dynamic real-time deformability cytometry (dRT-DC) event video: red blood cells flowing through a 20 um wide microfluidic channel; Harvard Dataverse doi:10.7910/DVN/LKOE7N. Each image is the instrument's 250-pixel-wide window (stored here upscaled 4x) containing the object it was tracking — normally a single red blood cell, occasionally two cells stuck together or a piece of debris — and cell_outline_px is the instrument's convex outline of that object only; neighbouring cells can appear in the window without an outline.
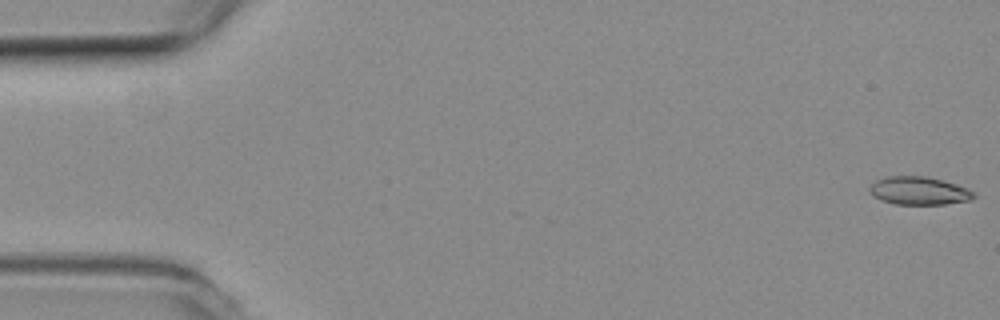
{"species": "common noctule bat (a hibernating species)", "species_latin": "Nyctalus noctula", "temperature_condition": "room temperature", "stored_images_in_passage": 54, "camera_frame_rate_fps": 3000, "um_per_image_px": 0.085, "animal": {"sex": "female", "body_mass_g": 19.3, "forearm_length_mm": 54.1}, "frame": {"image": 1, "passage_image": 1, "time_ms": 0.0, "image_size_px": [1000, 320], "cell_outline_px": [[976, 196], [968, 200], [944, 204], [896, 204], [880, 200], [872, 196], [868, 192], [868, 188], [876, 180], [888, 176], [924, 176], [956, 184], [968, 188], [976, 192]], "centroid_in_image_um": [78.08, 16.22], "position_along_channel_um": 6.9, "area_um2": 17.05}}
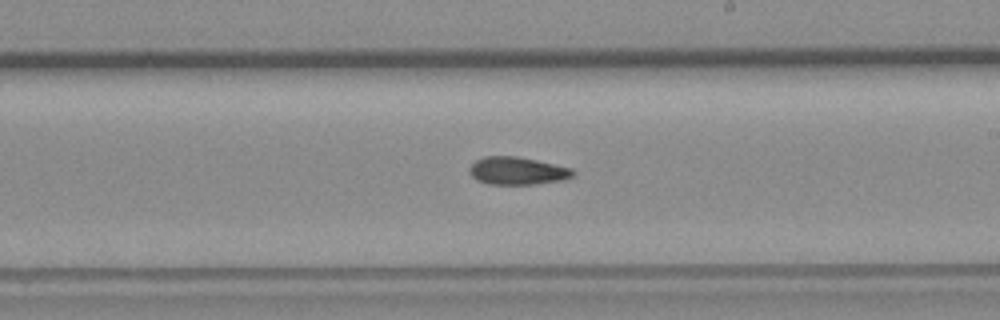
{"frame": {"image": 2, "passage_image": 31, "time_ms": 10.0, "image_size_px": [1000, 320], "cell_outline_px": [[576, 172], [572, 176], [564, 180], [532, 184], [488, 184], [476, 180], [468, 172], [468, 168], [476, 160], [484, 156], [516, 156], [536, 160], [572, 168]], "centroid_in_image_um": [43.95, 14.52], "position_along_channel_um": 245.0, "area_um2": 16.76}}
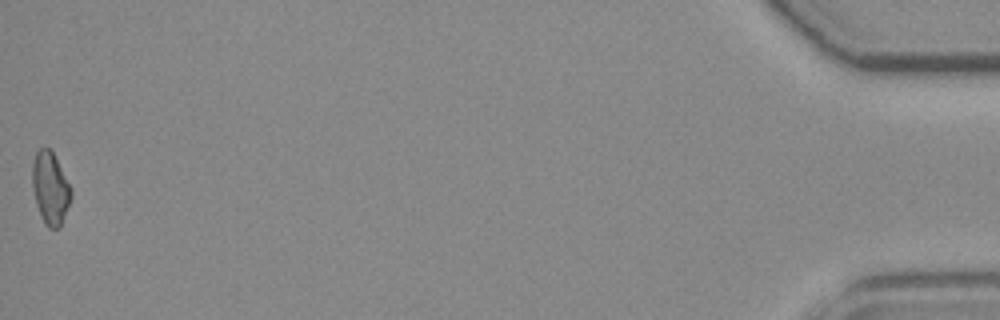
{"frame": {"image": 3, "passage_image": 54, "time_ms": 17.667, "image_size_px": [1000, 320], "cell_outline_px": [[72, 196], [60, 228], [48, 228], [44, 224], [40, 216], [36, 204], [32, 184], [32, 164], [36, 152], [40, 148], [48, 148], [52, 152], [72, 188]], "centroid_in_image_um": [4.27, 16.03], "position_along_channel_um": 430.9, "area_um2": 16.36}, "authors_computed_cell_mechanics": {"area_um2": 16.6753, "velocity_mm_per_s": 3.8137, "shape_relaxation_time_tau1_ms": null, "shape_relaxation_time_tau2_ms": 11.0698, "deformation_change_tau1": null, "deformation_change_tau2": 0.2104}}